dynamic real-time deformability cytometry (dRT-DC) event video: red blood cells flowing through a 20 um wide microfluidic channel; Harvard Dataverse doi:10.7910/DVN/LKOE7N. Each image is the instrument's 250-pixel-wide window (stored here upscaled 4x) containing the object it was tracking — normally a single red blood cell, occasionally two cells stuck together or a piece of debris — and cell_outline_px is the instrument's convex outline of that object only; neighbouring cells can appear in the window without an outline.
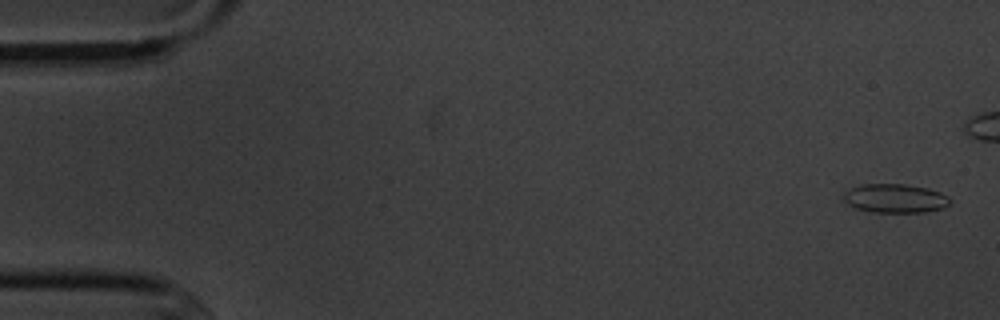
{"species": "common noctule bat (a hibernating species)", "species_latin": "Nyctalus noctula", "temperature_condition": "cold", "stored_images_in_passage": 5, "camera_frame_rate_fps": 3000, "um_per_image_px": 0.085, "animal": {"sex": "male", "body_mass_g": 20.1, "forearm_length_mm": 53.5}, "frame": {"image": 1, "passage_image": 5, "time_ms": 5.667, "image_size_px": [1000, 320], "cell_outline_px": [[952, 200], [944, 208], [924, 212], [872, 212], [856, 208], [848, 204], [844, 200], [844, 192], [860, 184], [904, 184], [928, 188], [940, 192], [948, 196]], "centroid_in_image_um": [76.11, 16.86], "position_along_channel_um": 8.9, "area_um2": 17.92}}